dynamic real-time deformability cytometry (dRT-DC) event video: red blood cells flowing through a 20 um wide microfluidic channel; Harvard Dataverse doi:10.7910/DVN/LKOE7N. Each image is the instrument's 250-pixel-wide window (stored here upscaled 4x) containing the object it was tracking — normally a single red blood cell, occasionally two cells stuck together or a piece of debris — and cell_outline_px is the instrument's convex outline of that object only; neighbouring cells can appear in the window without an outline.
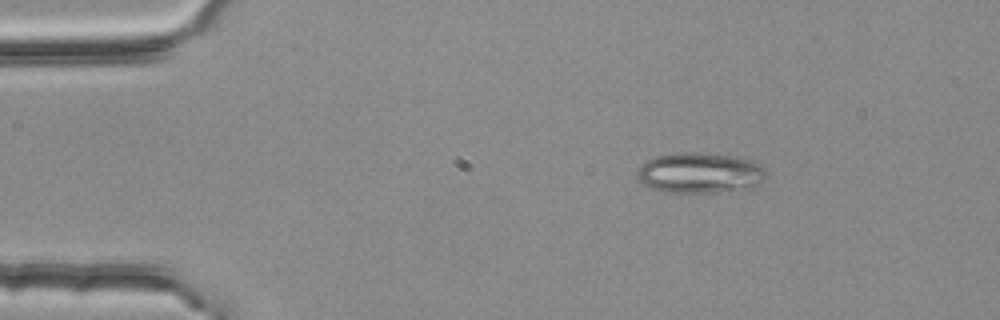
{"species": "common noctule bat (a hibernating species)", "species_latin": "Nyctalus noctula", "temperature_condition": "room temperature", "stored_images_in_passage": 2, "camera_frame_rate_fps": 3000, "um_per_image_px": 0.085, "animal": {"sex": "female", "body_mass_g": 25.1}, "frame": {"image": 1, "passage_image": 1, "time_ms": 0.0, "image_size_px": [1000, 320], "cell_outline_px": [[764, 180], [752, 188], [720, 192], [668, 192], [652, 188], [644, 184], [636, 176], [636, 172], [648, 160], [656, 156], [680, 152], [696, 152], [732, 156], [752, 160], [764, 168]], "centroid_in_image_um": [59.51, 14.7], "position_along_channel_um": 25.5, "area_um2": 30.23}}